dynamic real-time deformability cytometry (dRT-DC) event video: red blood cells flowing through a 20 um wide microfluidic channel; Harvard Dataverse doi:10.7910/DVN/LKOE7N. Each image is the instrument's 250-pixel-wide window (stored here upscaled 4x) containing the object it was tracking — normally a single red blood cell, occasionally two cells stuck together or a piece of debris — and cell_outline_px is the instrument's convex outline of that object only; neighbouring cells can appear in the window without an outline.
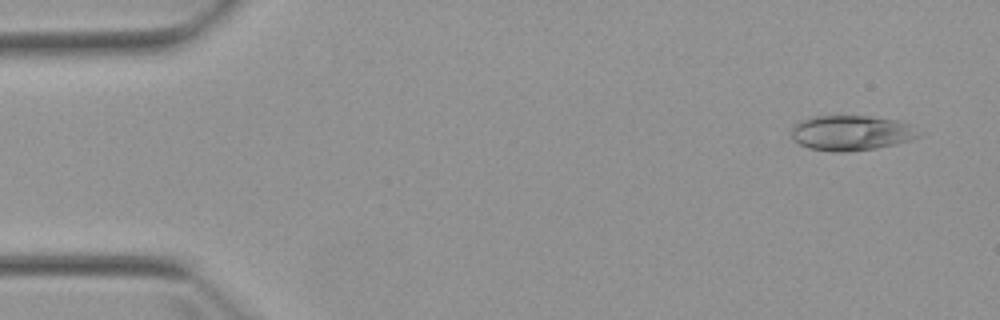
{"species": "Egyptian fruit bat (a non-hibernating species)", "species_latin": "Rousettus aegyptiacus", "temperature_condition": "warm", "stored_images_in_passage": 4, "camera_frame_rate_fps": 3000, "um_per_image_px": 0.085, "animal": {"sex": "female"}, "frame": {"image": 1, "passage_image": 1, "time_ms": 0.0, "image_size_px": [1000, 320], "cell_outline_px": [[920, 136], [896, 144], [876, 148], [844, 152], [832, 152], [808, 148], [792, 140], [792, 128], [800, 120], [812, 116], [868, 116], [896, 120], [908, 124]], "centroid_in_image_um": [72.28, 11.3], "position_along_channel_um": 12.7, "area_um2": 25.84}}
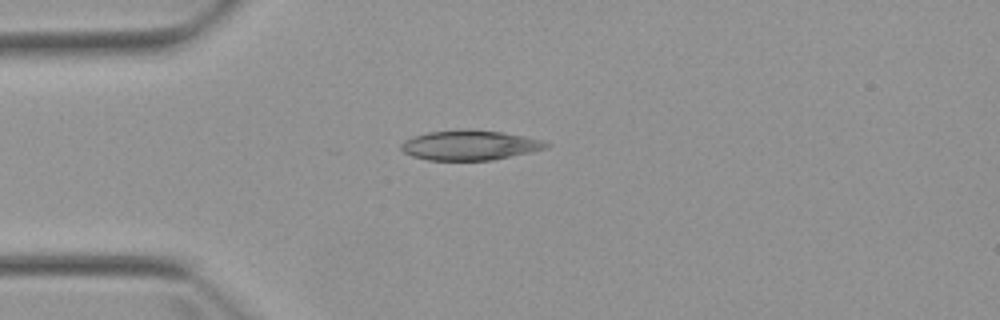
{"frame": {"image": 2, "passage_image": 4, "time_ms": 3.333, "image_size_px": [1000, 320], "cell_outline_px": [[552, 144], [548, 148], [492, 160], [428, 160], [412, 156], [404, 152], [400, 148], [400, 144], [404, 140], [412, 136], [428, 132], [460, 128], [468, 128], [500, 132], [524, 136], [544, 140]], "centroid_in_image_um": [39.92, 12.32], "position_along_channel_um": 45.1, "area_um2": 25.55}}